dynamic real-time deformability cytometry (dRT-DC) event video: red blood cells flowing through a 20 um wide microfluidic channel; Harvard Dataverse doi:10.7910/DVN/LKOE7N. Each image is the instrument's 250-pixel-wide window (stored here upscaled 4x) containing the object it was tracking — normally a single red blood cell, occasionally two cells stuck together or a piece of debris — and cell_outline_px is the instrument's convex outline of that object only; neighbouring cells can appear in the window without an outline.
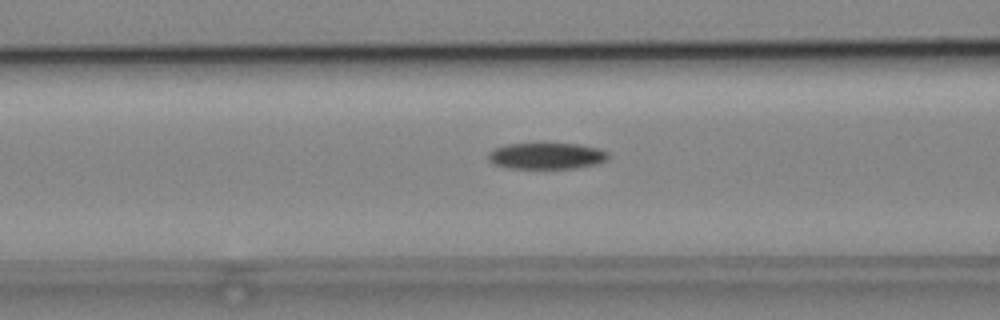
{"species": "common noctule bat (a hibernating species)", "species_latin": "Nyctalus noctula", "temperature_condition": "cold", "stored_images_in_passage": 54, "camera_frame_rate_fps": 3000, "um_per_image_px": 0.085, "animal": {"sex": "male", "body_mass_g": 19.2, "forearm_length_mm": 51.8}, "frame": {"image": 1, "passage_image": 22, "time_ms": 7.0, "image_size_px": [1000, 320], "cell_outline_px": [[608, 160], [596, 164], [576, 168], [508, 168], [496, 164], [488, 160], [488, 152], [496, 148], [508, 144], [580, 144], [600, 148], [608, 152]], "centroid_in_image_um": [46.5, 13.25], "position_along_channel_um": 120.1, "area_um2": 18.32}}
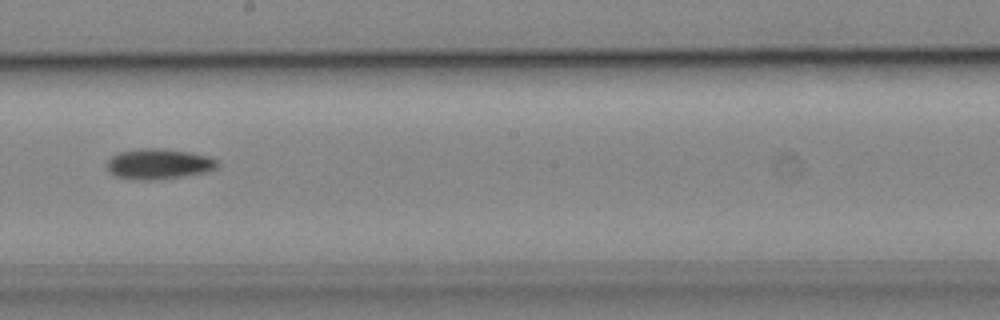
{"frame": {"image": 2, "passage_image": 31, "time_ms": 10.0, "image_size_px": [1000, 320], "cell_outline_px": [[216, 168], [208, 172], [184, 176], [152, 180], [128, 180], [116, 176], [108, 168], [108, 160], [112, 156], [120, 152], [144, 148], [156, 148], [188, 152], [208, 156], [216, 160]], "centroid_in_image_um": [13.48, 13.95], "position_along_channel_um": 234.7, "area_um2": 19.36}}
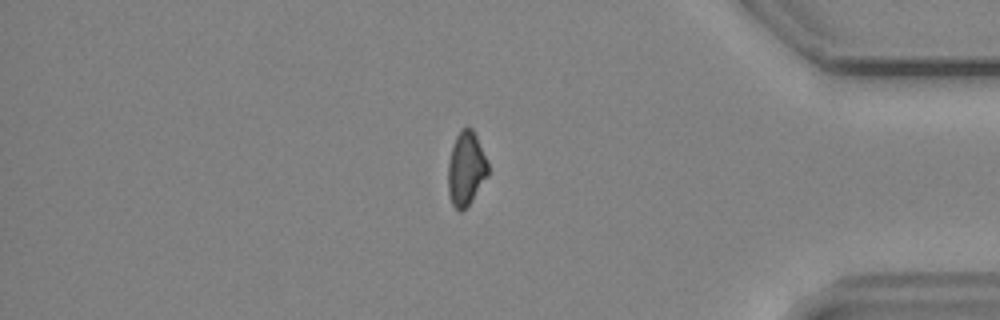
{"frame": {"image": 3, "passage_image": 46, "time_ms": 15.0, "image_size_px": [1000, 320], "cell_outline_px": [[488, 176], [468, 204], [460, 212], [452, 204], [448, 192], [448, 160], [456, 136], [460, 128], [472, 128], [488, 160]], "centroid_in_image_um": [39.61, 14.31], "position_along_channel_um": 395.6, "area_um2": 17.11}}